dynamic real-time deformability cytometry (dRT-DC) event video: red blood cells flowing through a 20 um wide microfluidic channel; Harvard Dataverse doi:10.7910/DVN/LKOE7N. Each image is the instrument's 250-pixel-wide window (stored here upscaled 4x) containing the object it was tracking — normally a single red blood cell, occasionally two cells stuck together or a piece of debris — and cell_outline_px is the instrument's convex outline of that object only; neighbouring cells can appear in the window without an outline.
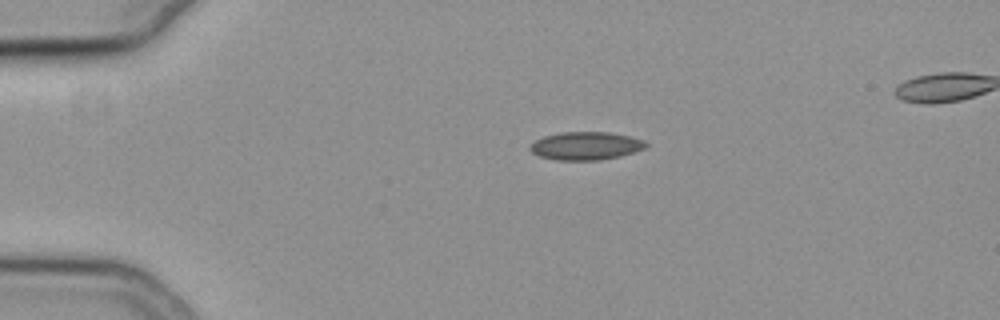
{"species": "common noctule bat (a hibernating species)", "species_latin": "Nyctalus noctula", "temperature_condition": "cold", "stored_images_in_passage": 44, "camera_frame_rate_fps": 3000, "um_per_image_px": 0.085, "animal": {"sex": "female", "body_mass_g": 19.3, "forearm_length_mm": 54.1}, "frame": {"image": 1, "passage_image": 1, "time_ms": 0.0, "image_size_px": [1000, 320], "cell_outline_px": [[648, 144], [644, 148], [620, 156], [600, 160], [556, 160], [540, 156], [532, 152], [528, 148], [536, 140], [544, 136], [560, 132], [608, 132], [628, 136], [644, 140]], "centroid_in_image_um": [49.78, 12.4], "position_along_channel_um": 35.2, "area_um2": 18.79}}
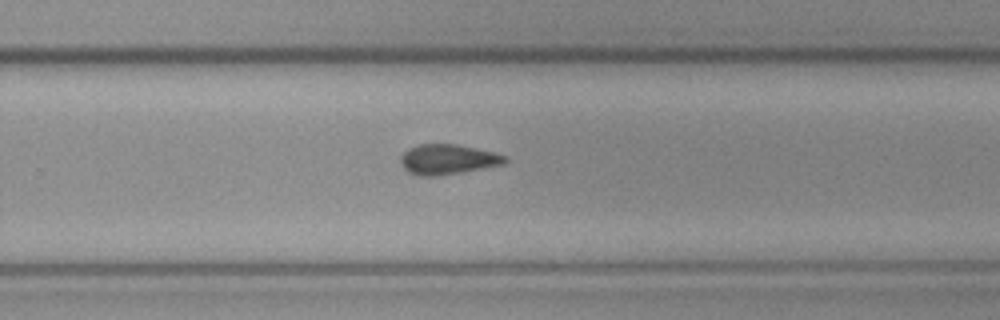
{"frame": {"image": 2, "passage_image": 25, "time_ms": 8.0, "image_size_px": [1000, 320], "cell_outline_px": [[508, 160], [504, 164], [460, 172], [436, 176], [416, 176], [408, 172], [400, 164], [400, 156], [408, 148], [420, 144], [456, 144], [496, 152], [508, 156]], "centroid_in_image_um": [38.05, 13.54], "position_along_channel_um": 291.7, "area_um2": 18.44}}
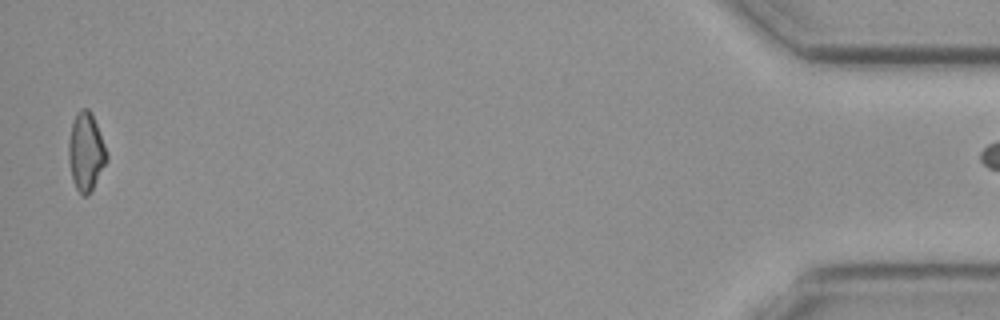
{"frame": {"image": 3, "passage_image": 43, "time_ms": 14.0, "image_size_px": [1000, 320], "cell_outline_px": [[108, 160], [88, 196], [84, 196], [76, 188], [72, 176], [68, 160], [68, 144], [72, 124], [76, 112], [80, 108], [88, 108], [92, 112], [108, 152]], "centroid_in_image_um": [7.32, 12.86], "position_along_channel_um": 427.9, "area_um2": 17.46}}